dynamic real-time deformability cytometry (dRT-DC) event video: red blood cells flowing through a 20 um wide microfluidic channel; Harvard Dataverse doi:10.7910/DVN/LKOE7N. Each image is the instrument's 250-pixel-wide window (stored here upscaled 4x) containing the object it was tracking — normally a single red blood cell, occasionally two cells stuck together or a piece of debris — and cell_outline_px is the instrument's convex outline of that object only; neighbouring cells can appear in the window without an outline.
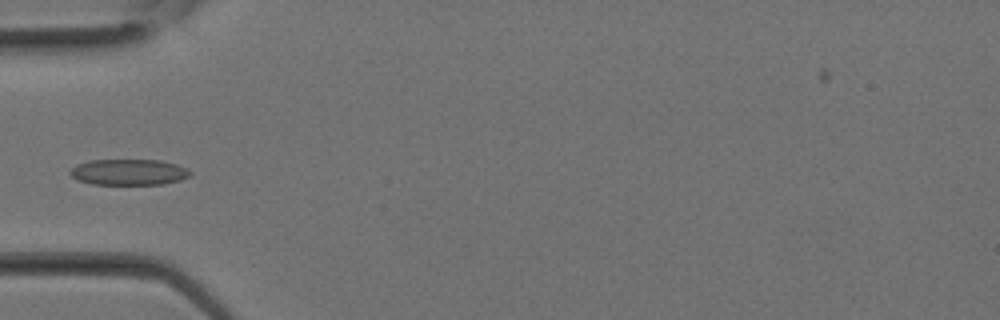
{"species": "Egyptian fruit bat (a non-hibernating species)", "species_latin": "Rousettus aegyptiacus", "temperature_condition": "room temperature", "stored_images_in_passage": 11, "camera_frame_rate_fps": 3000, "um_per_image_px": 0.085, "animal": {"sex": "female"}, "frame": {"image": 1, "passage_image": 10, "time_ms": 3.0, "image_size_px": [1000, 320], "cell_outline_px": [[192, 172], [188, 176], [180, 180], [164, 184], [92, 184], [76, 180], [68, 172], [76, 164], [88, 160], [160, 160], [176, 164]], "centroid_in_image_um": [10.9, 14.63], "position_along_channel_um": 74.1, "area_um2": 18.15}}